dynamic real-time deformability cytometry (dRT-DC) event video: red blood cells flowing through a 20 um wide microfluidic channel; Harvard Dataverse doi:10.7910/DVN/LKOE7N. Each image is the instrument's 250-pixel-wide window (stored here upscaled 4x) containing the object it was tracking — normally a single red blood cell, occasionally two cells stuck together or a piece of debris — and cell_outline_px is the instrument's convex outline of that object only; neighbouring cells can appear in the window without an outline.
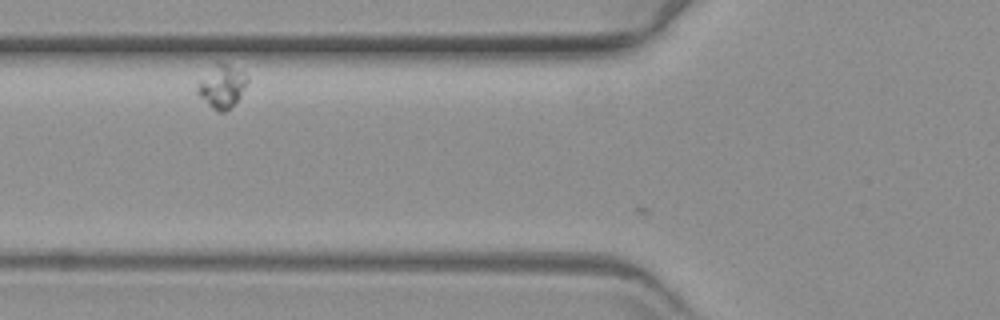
{"species": "common noctule bat (a hibernating species)", "species_latin": "Nyctalus noctula", "temperature_condition": "warm", "stored_images_in_passage": 5, "camera_frame_rate_fps": 3000, "um_per_image_px": 0.085, "animal": {"sex": "female", "body_mass_g": 19.3, "forearm_length_mm": 54.1}, "frame": {"image": 1, "passage_image": 3, "time_ms": 0.667, "image_size_px": [1000, 320], "cell_outline_px": [[248, 80], [240, 96], [224, 112], [216, 112], [196, 92], [196, 88], [200, 80], [216, 60], [220, 60], [228, 64], [248, 76]], "centroid_in_image_um": [18.83, 7.3], "position_along_channel_um": 107.0, "area_um2": 12.37}}